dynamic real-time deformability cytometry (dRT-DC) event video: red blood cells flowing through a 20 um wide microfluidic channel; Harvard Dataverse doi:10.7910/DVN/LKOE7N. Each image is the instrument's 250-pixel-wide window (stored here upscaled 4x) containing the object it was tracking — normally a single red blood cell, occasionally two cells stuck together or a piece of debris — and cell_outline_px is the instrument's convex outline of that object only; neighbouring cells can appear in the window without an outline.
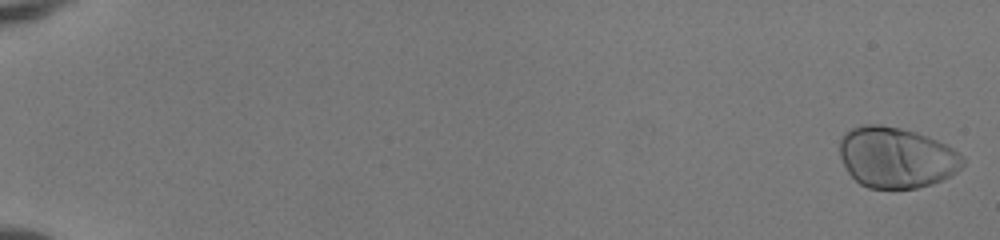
{"species": "human", "species_latin": "Homo sapiens", "temperature_condition": "room temperature", "stored_images_in_passage": 52, "camera_frame_rate_fps": 3000, "um_per_image_px": 0.085, "donor": {"sex": "female"}, "frame": {"image": 1, "passage_image": 1, "time_ms": 0.0, "image_size_px": [1000, 240], "cell_outline_px": [[964, 164], [956, 172], [932, 184], [916, 188], [868, 188], [860, 184], [848, 172], [840, 156], [840, 140], [844, 132], [852, 128], [864, 124], [880, 124], [900, 128], [916, 132], [928, 136], [952, 148], [964, 156]], "centroid_in_image_um": [76.18, 13.38], "position_along_channel_um": 8.8, "area_um2": 43.58}}
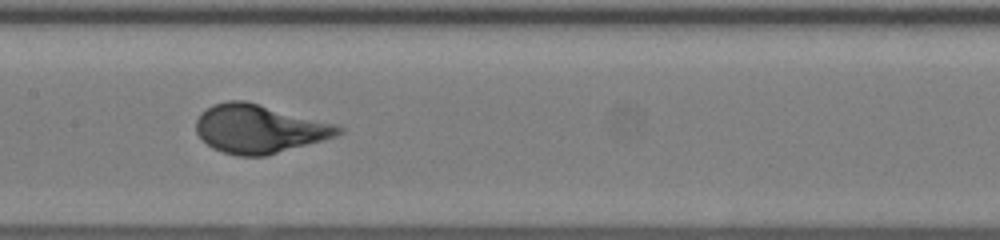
{"frame": {"image": 2, "passage_image": 29, "time_ms": 9.333, "image_size_px": [1000, 240], "cell_outline_px": [[344, 132], [336, 136], [264, 156], [236, 156], [212, 148], [196, 132], [196, 120], [200, 112], [212, 104], [228, 100], [244, 100], [336, 124], [344, 128]], "centroid_in_image_um": [22.0, 10.94], "position_along_channel_um": 185.4, "area_um2": 40.0}}
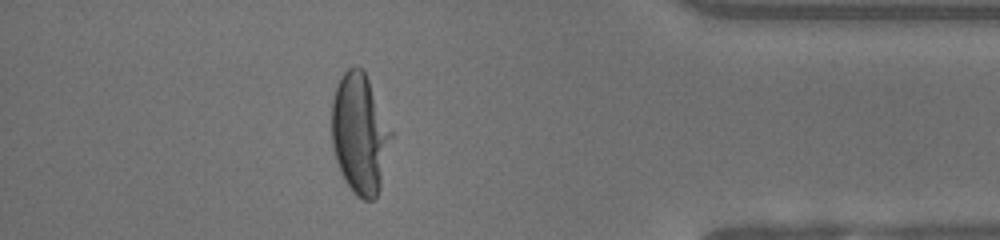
{"frame": {"image": 3, "passage_image": 47, "time_ms": 15.333, "image_size_px": [1000, 240], "cell_outline_px": [[396, 132], [380, 188], [376, 196], [372, 200], [364, 200], [356, 196], [352, 192], [344, 180], [340, 172], [332, 148], [332, 100], [336, 88], [344, 72], [352, 64], [356, 64], [364, 68]], "centroid_in_image_um": [30.65, 11.33], "position_along_channel_um": 404.5, "area_um2": 43.41}, "authors_computed_cell_mechanics": {"area_um2": 40.9224, "velocity_mm_per_s": 4.0904, "shape_relaxation_time_tau1_ms": 3.102, "shape_relaxation_time_tau2_ms": null, "deformation_change_tau1": 0.2079, "deformation_change_tau2": null}}